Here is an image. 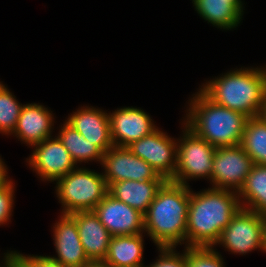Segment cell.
<instances>
[{
	"label": "cell",
	"mask_w": 266,
	"mask_h": 267,
	"mask_svg": "<svg viewBox=\"0 0 266 267\" xmlns=\"http://www.w3.org/2000/svg\"><path fill=\"white\" fill-rule=\"evenodd\" d=\"M259 117L266 123V98H265V101L262 104L261 112L259 114Z\"/></svg>",
	"instance_id": "cell-32"
},
{
	"label": "cell",
	"mask_w": 266,
	"mask_h": 267,
	"mask_svg": "<svg viewBox=\"0 0 266 267\" xmlns=\"http://www.w3.org/2000/svg\"><path fill=\"white\" fill-rule=\"evenodd\" d=\"M238 196L243 209L266 214V165L253 164Z\"/></svg>",
	"instance_id": "cell-22"
},
{
	"label": "cell",
	"mask_w": 266,
	"mask_h": 267,
	"mask_svg": "<svg viewBox=\"0 0 266 267\" xmlns=\"http://www.w3.org/2000/svg\"><path fill=\"white\" fill-rule=\"evenodd\" d=\"M157 250L158 257L145 267H187V247L181 253L176 247H158Z\"/></svg>",
	"instance_id": "cell-26"
},
{
	"label": "cell",
	"mask_w": 266,
	"mask_h": 267,
	"mask_svg": "<svg viewBox=\"0 0 266 267\" xmlns=\"http://www.w3.org/2000/svg\"><path fill=\"white\" fill-rule=\"evenodd\" d=\"M127 148L151 165L166 181L172 180L176 171L177 138L168 135L158 127L151 134L131 143Z\"/></svg>",
	"instance_id": "cell-9"
},
{
	"label": "cell",
	"mask_w": 266,
	"mask_h": 267,
	"mask_svg": "<svg viewBox=\"0 0 266 267\" xmlns=\"http://www.w3.org/2000/svg\"><path fill=\"white\" fill-rule=\"evenodd\" d=\"M76 221L84 251L93 261H104L107 256L111 234L99 221L93 210L70 214Z\"/></svg>",
	"instance_id": "cell-17"
},
{
	"label": "cell",
	"mask_w": 266,
	"mask_h": 267,
	"mask_svg": "<svg viewBox=\"0 0 266 267\" xmlns=\"http://www.w3.org/2000/svg\"><path fill=\"white\" fill-rule=\"evenodd\" d=\"M201 84L199 89L210 100L249 118L259 116L266 98L264 66L231 68Z\"/></svg>",
	"instance_id": "cell-3"
},
{
	"label": "cell",
	"mask_w": 266,
	"mask_h": 267,
	"mask_svg": "<svg viewBox=\"0 0 266 267\" xmlns=\"http://www.w3.org/2000/svg\"><path fill=\"white\" fill-rule=\"evenodd\" d=\"M31 155L26 158V164L39 180L56 182L77 167L67 149L55 135L32 146Z\"/></svg>",
	"instance_id": "cell-10"
},
{
	"label": "cell",
	"mask_w": 266,
	"mask_h": 267,
	"mask_svg": "<svg viewBox=\"0 0 266 267\" xmlns=\"http://www.w3.org/2000/svg\"><path fill=\"white\" fill-rule=\"evenodd\" d=\"M241 208L236 191L208 187L194 192L190 186L186 247H214Z\"/></svg>",
	"instance_id": "cell-1"
},
{
	"label": "cell",
	"mask_w": 266,
	"mask_h": 267,
	"mask_svg": "<svg viewBox=\"0 0 266 267\" xmlns=\"http://www.w3.org/2000/svg\"><path fill=\"white\" fill-rule=\"evenodd\" d=\"M24 104L18 102L8 86L0 81V134L11 136Z\"/></svg>",
	"instance_id": "cell-24"
},
{
	"label": "cell",
	"mask_w": 266,
	"mask_h": 267,
	"mask_svg": "<svg viewBox=\"0 0 266 267\" xmlns=\"http://www.w3.org/2000/svg\"><path fill=\"white\" fill-rule=\"evenodd\" d=\"M217 248L187 247V267H225Z\"/></svg>",
	"instance_id": "cell-25"
},
{
	"label": "cell",
	"mask_w": 266,
	"mask_h": 267,
	"mask_svg": "<svg viewBox=\"0 0 266 267\" xmlns=\"http://www.w3.org/2000/svg\"><path fill=\"white\" fill-rule=\"evenodd\" d=\"M264 253H266V220H265Z\"/></svg>",
	"instance_id": "cell-33"
},
{
	"label": "cell",
	"mask_w": 266,
	"mask_h": 267,
	"mask_svg": "<svg viewBox=\"0 0 266 267\" xmlns=\"http://www.w3.org/2000/svg\"><path fill=\"white\" fill-rule=\"evenodd\" d=\"M252 166L251 157L241 145L216 148L209 186L239 192Z\"/></svg>",
	"instance_id": "cell-8"
},
{
	"label": "cell",
	"mask_w": 266,
	"mask_h": 267,
	"mask_svg": "<svg viewBox=\"0 0 266 267\" xmlns=\"http://www.w3.org/2000/svg\"><path fill=\"white\" fill-rule=\"evenodd\" d=\"M113 145L127 147L151 134L158 126L152 117L141 108L121 107L108 111Z\"/></svg>",
	"instance_id": "cell-12"
},
{
	"label": "cell",
	"mask_w": 266,
	"mask_h": 267,
	"mask_svg": "<svg viewBox=\"0 0 266 267\" xmlns=\"http://www.w3.org/2000/svg\"><path fill=\"white\" fill-rule=\"evenodd\" d=\"M165 182L166 180H123L111 183L108 186V193L117 200L145 214L157 191Z\"/></svg>",
	"instance_id": "cell-19"
},
{
	"label": "cell",
	"mask_w": 266,
	"mask_h": 267,
	"mask_svg": "<svg viewBox=\"0 0 266 267\" xmlns=\"http://www.w3.org/2000/svg\"><path fill=\"white\" fill-rule=\"evenodd\" d=\"M51 109L40 103L23 105L18 123L11 135L28 147L52 137L55 118Z\"/></svg>",
	"instance_id": "cell-15"
},
{
	"label": "cell",
	"mask_w": 266,
	"mask_h": 267,
	"mask_svg": "<svg viewBox=\"0 0 266 267\" xmlns=\"http://www.w3.org/2000/svg\"><path fill=\"white\" fill-rule=\"evenodd\" d=\"M144 236L145 233L111 237L103 262L108 267H145Z\"/></svg>",
	"instance_id": "cell-20"
},
{
	"label": "cell",
	"mask_w": 266,
	"mask_h": 267,
	"mask_svg": "<svg viewBox=\"0 0 266 267\" xmlns=\"http://www.w3.org/2000/svg\"><path fill=\"white\" fill-rule=\"evenodd\" d=\"M93 211L112 237L144 233V214L109 193Z\"/></svg>",
	"instance_id": "cell-13"
},
{
	"label": "cell",
	"mask_w": 266,
	"mask_h": 267,
	"mask_svg": "<svg viewBox=\"0 0 266 267\" xmlns=\"http://www.w3.org/2000/svg\"><path fill=\"white\" fill-rule=\"evenodd\" d=\"M184 124L215 148L240 145L249 117L210 100L199 88L188 98Z\"/></svg>",
	"instance_id": "cell-4"
},
{
	"label": "cell",
	"mask_w": 266,
	"mask_h": 267,
	"mask_svg": "<svg viewBox=\"0 0 266 267\" xmlns=\"http://www.w3.org/2000/svg\"><path fill=\"white\" fill-rule=\"evenodd\" d=\"M240 145L253 164L266 165V123L259 116L246 122Z\"/></svg>",
	"instance_id": "cell-23"
},
{
	"label": "cell",
	"mask_w": 266,
	"mask_h": 267,
	"mask_svg": "<svg viewBox=\"0 0 266 267\" xmlns=\"http://www.w3.org/2000/svg\"><path fill=\"white\" fill-rule=\"evenodd\" d=\"M100 166L103 168L102 174L107 186L123 180H165L151 165L134 155L127 147L113 145L103 153Z\"/></svg>",
	"instance_id": "cell-11"
},
{
	"label": "cell",
	"mask_w": 266,
	"mask_h": 267,
	"mask_svg": "<svg viewBox=\"0 0 266 267\" xmlns=\"http://www.w3.org/2000/svg\"><path fill=\"white\" fill-rule=\"evenodd\" d=\"M3 255L0 267H29L14 250H8Z\"/></svg>",
	"instance_id": "cell-29"
},
{
	"label": "cell",
	"mask_w": 266,
	"mask_h": 267,
	"mask_svg": "<svg viewBox=\"0 0 266 267\" xmlns=\"http://www.w3.org/2000/svg\"><path fill=\"white\" fill-rule=\"evenodd\" d=\"M0 156V188L7 186L11 181L10 176L8 175V167L4 162V159Z\"/></svg>",
	"instance_id": "cell-30"
},
{
	"label": "cell",
	"mask_w": 266,
	"mask_h": 267,
	"mask_svg": "<svg viewBox=\"0 0 266 267\" xmlns=\"http://www.w3.org/2000/svg\"><path fill=\"white\" fill-rule=\"evenodd\" d=\"M54 184L62 214L94 210L108 193L102 172L83 166H77Z\"/></svg>",
	"instance_id": "cell-5"
},
{
	"label": "cell",
	"mask_w": 266,
	"mask_h": 267,
	"mask_svg": "<svg viewBox=\"0 0 266 267\" xmlns=\"http://www.w3.org/2000/svg\"><path fill=\"white\" fill-rule=\"evenodd\" d=\"M53 225V244L57 256H49L66 267H81L89 262L80 241L75 219L70 214H59Z\"/></svg>",
	"instance_id": "cell-14"
},
{
	"label": "cell",
	"mask_w": 266,
	"mask_h": 267,
	"mask_svg": "<svg viewBox=\"0 0 266 267\" xmlns=\"http://www.w3.org/2000/svg\"><path fill=\"white\" fill-rule=\"evenodd\" d=\"M29 267H66L65 265L61 264L53 260L52 258L44 255H25L17 250L14 251Z\"/></svg>",
	"instance_id": "cell-28"
},
{
	"label": "cell",
	"mask_w": 266,
	"mask_h": 267,
	"mask_svg": "<svg viewBox=\"0 0 266 267\" xmlns=\"http://www.w3.org/2000/svg\"><path fill=\"white\" fill-rule=\"evenodd\" d=\"M190 186L166 181L144 214V233L156 247H186Z\"/></svg>",
	"instance_id": "cell-2"
},
{
	"label": "cell",
	"mask_w": 266,
	"mask_h": 267,
	"mask_svg": "<svg viewBox=\"0 0 266 267\" xmlns=\"http://www.w3.org/2000/svg\"><path fill=\"white\" fill-rule=\"evenodd\" d=\"M192 4L203 20L225 31L240 25L245 10L242 0H192Z\"/></svg>",
	"instance_id": "cell-18"
},
{
	"label": "cell",
	"mask_w": 266,
	"mask_h": 267,
	"mask_svg": "<svg viewBox=\"0 0 266 267\" xmlns=\"http://www.w3.org/2000/svg\"><path fill=\"white\" fill-rule=\"evenodd\" d=\"M181 136L177 138L176 171L171 182L190 186L188 181H211L215 147L190 130L182 120Z\"/></svg>",
	"instance_id": "cell-6"
},
{
	"label": "cell",
	"mask_w": 266,
	"mask_h": 267,
	"mask_svg": "<svg viewBox=\"0 0 266 267\" xmlns=\"http://www.w3.org/2000/svg\"><path fill=\"white\" fill-rule=\"evenodd\" d=\"M15 186L12 180L7 186L0 188V226L11 222L15 204Z\"/></svg>",
	"instance_id": "cell-27"
},
{
	"label": "cell",
	"mask_w": 266,
	"mask_h": 267,
	"mask_svg": "<svg viewBox=\"0 0 266 267\" xmlns=\"http://www.w3.org/2000/svg\"><path fill=\"white\" fill-rule=\"evenodd\" d=\"M66 121L103 153L113 146L109 115L105 110L94 106L81 105L70 115L68 114Z\"/></svg>",
	"instance_id": "cell-16"
},
{
	"label": "cell",
	"mask_w": 266,
	"mask_h": 267,
	"mask_svg": "<svg viewBox=\"0 0 266 267\" xmlns=\"http://www.w3.org/2000/svg\"><path fill=\"white\" fill-rule=\"evenodd\" d=\"M59 127L56 135L77 166H80L82 163H88L89 161H95L101 164L103 152L96 145L85 139L66 120Z\"/></svg>",
	"instance_id": "cell-21"
},
{
	"label": "cell",
	"mask_w": 266,
	"mask_h": 267,
	"mask_svg": "<svg viewBox=\"0 0 266 267\" xmlns=\"http://www.w3.org/2000/svg\"><path fill=\"white\" fill-rule=\"evenodd\" d=\"M264 237V215L241 208L222 230L213 248L221 246L234 255H246L256 250L264 253Z\"/></svg>",
	"instance_id": "cell-7"
},
{
	"label": "cell",
	"mask_w": 266,
	"mask_h": 267,
	"mask_svg": "<svg viewBox=\"0 0 266 267\" xmlns=\"http://www.w3.org/2000/svg\"><path fill=\"white\" fill-rule=\"evenodd\" d=\"M81 267H108V266L103 261L90 260L89 262L85 263Z\"/></svg>",
	"instance_id": "cell-31"
}]
</instances>
